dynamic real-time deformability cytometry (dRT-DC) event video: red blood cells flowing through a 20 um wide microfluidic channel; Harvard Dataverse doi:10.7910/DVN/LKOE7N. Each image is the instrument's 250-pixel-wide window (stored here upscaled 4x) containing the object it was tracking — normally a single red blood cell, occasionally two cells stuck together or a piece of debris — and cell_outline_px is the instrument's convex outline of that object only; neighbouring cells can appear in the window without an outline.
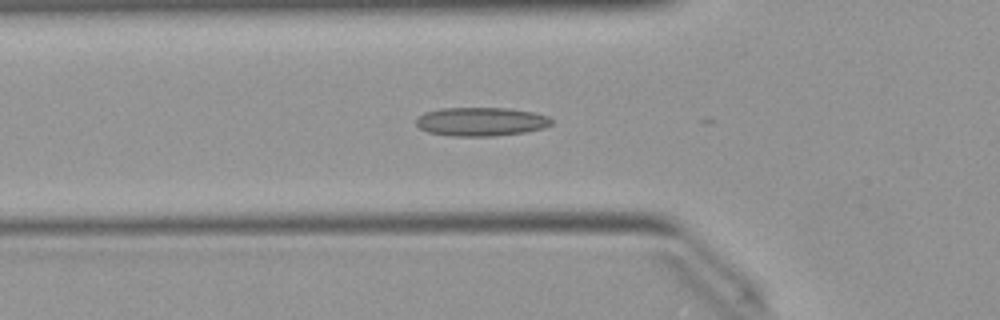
{"species": "Egyptian fruit bat (a non-hibernating species)", "species_latin": "Rousettus aegyptiacus", "temperature_condition": "warm", "stored_images_in_passage": 20, "camera_frame_rate_fps": 3000, "um_per_image_px": 0.085, "animal": {"sex": "female"}, "frame": {"image": 1, "passage_image": 16, "time_ms": 5.0, "image_size_px": [1000, 320], "cell_outline_px": [[552, 124], [544, 128], [524, 132], [496, 136], [452, 136], [428, 132], [420, 128], [416, 124], [416, 120], [424, 112], [440, 108], [508, 108], [532, 112], [548, 116], [552, 120]], "centroid_in_image_um": [40.89, 10.34], "position_along_channel_um": 84.9, "area_um2": 22.66}}
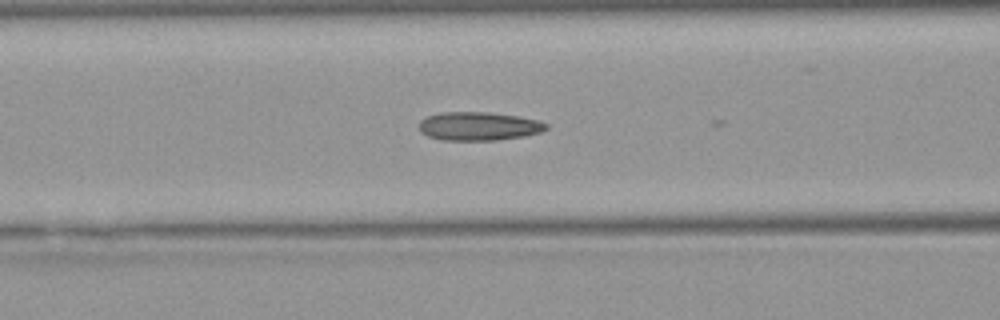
{"frame": {"image": 2, "passage_image": 19, "time_ms": 6.0, "image_size_px": [1000, 320], "cell_outline_px": [[548, 128], [540, 132], [524, 136], [496, 140], [440, 140], [428, 136], [420, 132], [420, 120], [428, 116], [440, 112], [488, 112], [516, 116], [536, 120], [548, 124]], "centroid_in_image_um": [40.66, 10.73], "position_along_channel_um": 125.9, "area_um2": 21.04}}